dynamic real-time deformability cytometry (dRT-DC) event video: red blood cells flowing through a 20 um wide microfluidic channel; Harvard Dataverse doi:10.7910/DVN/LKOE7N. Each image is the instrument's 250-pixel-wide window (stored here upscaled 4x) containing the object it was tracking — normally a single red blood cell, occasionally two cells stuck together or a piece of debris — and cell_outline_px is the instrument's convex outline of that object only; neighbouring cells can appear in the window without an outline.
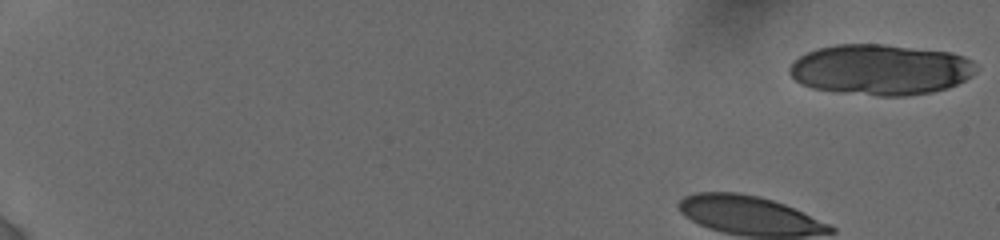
{"species": "human", "species_latin": "Homo sapiens", "temperature_condition": "cold", "stored_images_in_passage": 10, "camera_frame_rate_fps": 3000, "um_per_image_px": 0.085, "donor": {"sex": "female"}, "frame": {"image": 1, "passage_image": 1, "time_ms": 0.0, "image_size_px": [1000, 240], "cell_outline_px": [[976, 72], [964, 80], [956, 84], [932, 92], [904, 96], [876, 96], [832, 92], [812, 88], [800, 84], [788, 72], [788, 68], [800, 56], [816, 48], [836, 44], [880, 44], [952, 52], [964, 56], [972, 60]], "centroid_in_image_um": [74.81, 5.92], "position_along_channel_um": 10.2, "area_um2": 55.2}}